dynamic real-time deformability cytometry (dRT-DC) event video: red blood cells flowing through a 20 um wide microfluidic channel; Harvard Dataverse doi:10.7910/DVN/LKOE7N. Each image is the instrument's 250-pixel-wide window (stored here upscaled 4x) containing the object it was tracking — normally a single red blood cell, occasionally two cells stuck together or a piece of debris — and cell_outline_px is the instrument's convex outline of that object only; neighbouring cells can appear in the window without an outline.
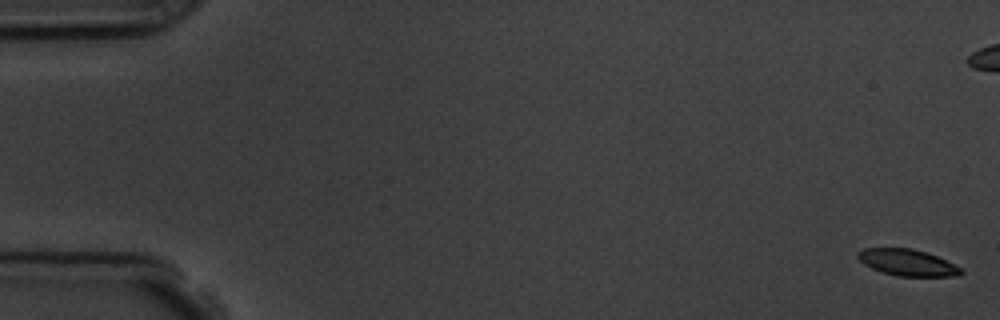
{"species": "common noctule bat (a hibernating species)", "species_latin": "Nyctalus noctula", "temperature_condition": "room temperature", "stored_images_in_passage": 7, "camera_frame_rate_fps": 3000, "um_per_image_px": 0.085, "animal": {"sex": "male", "body_mass_g": 19.5, "forearm_length_mm": 54.6}, "frame": {"image": 1, "passage_image": 1, "time_ms": 0.0, "image_size_px": [1000, 320], "cell_outline_px": [[964, 272], [952, 276], [896, 276], [872, 268], [864, 264], [856, 256], [856, 252], [864, 248], [912, 248], [936, 256], [960, 268]], "centroid_in_image_um": [77.06, 22.31], "position_along_channel_um": 7.9, "area_um2": 15.61}}